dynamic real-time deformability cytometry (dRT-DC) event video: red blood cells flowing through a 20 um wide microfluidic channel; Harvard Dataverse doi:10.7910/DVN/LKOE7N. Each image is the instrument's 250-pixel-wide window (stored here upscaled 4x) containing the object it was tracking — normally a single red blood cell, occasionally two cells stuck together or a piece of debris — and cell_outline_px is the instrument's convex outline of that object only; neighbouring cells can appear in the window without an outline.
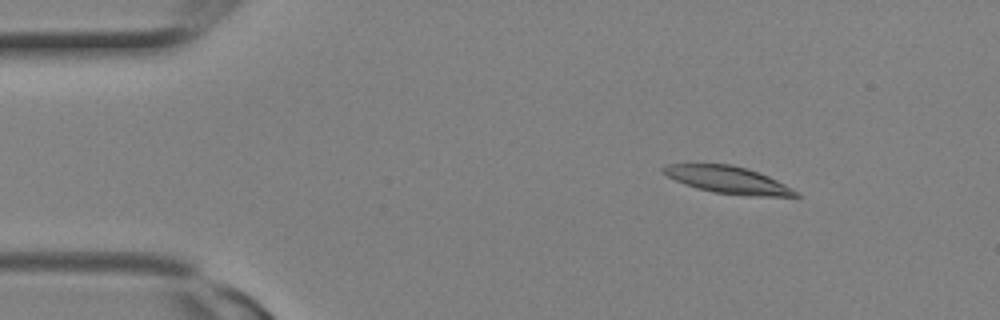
{"species": "Egyptian fruit bat (a non-hibernating species)", "species_latin": "Rousettus aegyptiacus", "temperature_condition": "room temperature", "stored_images_in_passage": 10, "camera_frame_rate_fps": 3000, "um_per_image_px": 0.085, "animal": {"sex": "female"}, "frame": {"image": 1, "passage_image": 4, "time_ms": 1.0, "image_size_px": [1000, 320], "cell_outline_px": [[800, 196], [756, 196], [716, 192], [696, 188], [684, 184], [668, 176], [660, 168], [664, 164], [732, 164], [748, 168], [768, 176], [792, 188]], "centroid_in_image_um": [61.84, 15.27], "position_along_channel_um": 23.2, "area_um2": 20.63}}
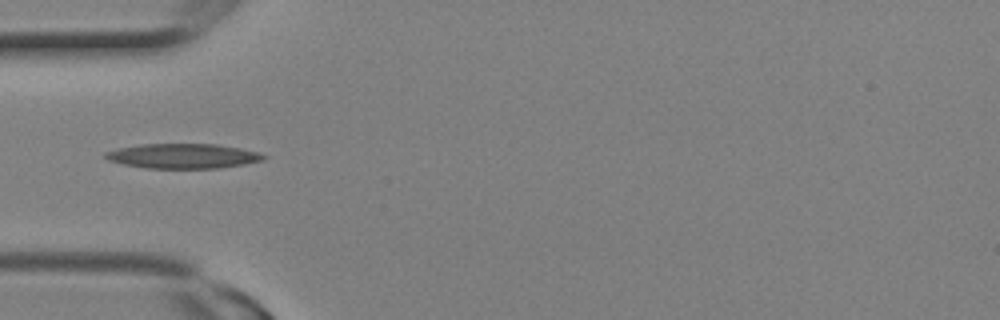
{"frame": {"image": 2, "passage_image": 9, "time_ms": 2.667, "image_size_px": [1000, 320], "cell_outline_px": [[268, 156], [264, 160], [244, 164], [220, 168], [144, 168], [124, 164], [108, 160], [104, 156], [104, 152], [116, 148], [140, 144], [216, 144], [240, 148], [256, 152]], "centroid_in_image_um": [15.53, 13.26], "position_along_channel_um": 69.5, "area_um2": 22.89}}